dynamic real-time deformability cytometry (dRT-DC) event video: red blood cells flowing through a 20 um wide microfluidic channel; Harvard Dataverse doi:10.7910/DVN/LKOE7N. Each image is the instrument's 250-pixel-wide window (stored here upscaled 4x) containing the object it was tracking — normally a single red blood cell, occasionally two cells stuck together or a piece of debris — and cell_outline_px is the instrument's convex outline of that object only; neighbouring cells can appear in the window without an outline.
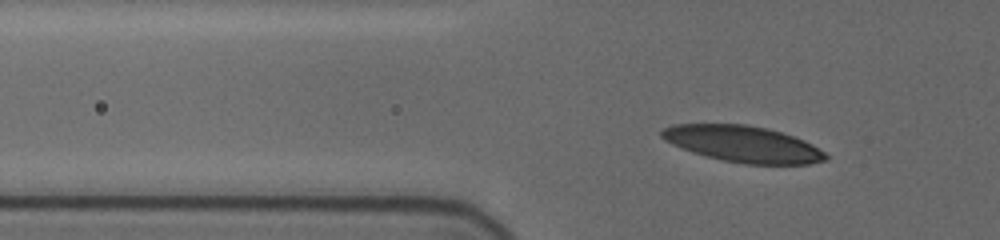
{"species": "human", "species_latin": "Homo sapiens", "temperature_condition": "cold", "stored_images_in_passage": 32, "camera_frame_rate_fps": 3000, "um_per_image_px": 0.085, "donor": {"sex": "female"}, "frame": {"image": 1, "passage_image": 6, "time_ms": 1.667, "image_size_px": [1000, 240], "cell_outline_px": [[828, 160], [808, 164], [744, 164], [724, 160], [692, 152], [680, 148], [664, 140], [660, 136], [660, 132], [664, 128], [672, 124], [748, 124], [768, 128], [804, 140], [812, 144], [824, 152], [828, 156]], "centroid_in_image_um": [63.14, 12.23], "position_along_channel_um": 62.7, "area_um2": 34.68}}
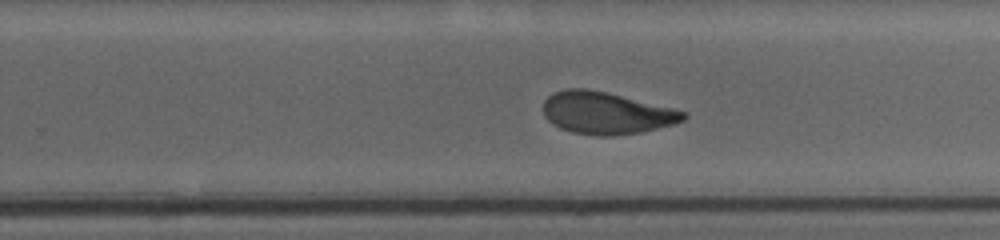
{"frame": {"image": 2, "passage_image": 20, "time_ms": 8.0, "image_size_px": [1000, 240], "cell_outline_px": [[688, 116], [684, 120], [676, 124], [640, 132], [612, 136], [596, 136], [572, 132], [560, 128], [552, 124], [544, 116], [544, 100], [552, 92], [564, 88], [588, 88], [672, 108], [688, 112]], "centroid_in_image_um": [51.52, 9.61], "position_along_channel_um": 278.3, "area_um2": 34.51}}
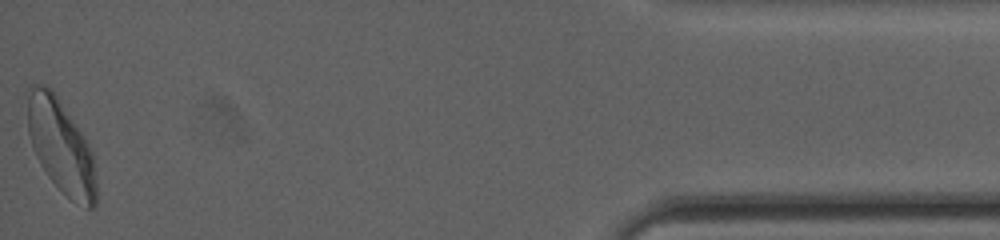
{"frame": {"image": 3, "passage_image": 32, "time_ms": 14.0, "image_size_px": [1000, 240], "cell_outline_px": [[96, 208], [88, 208], [72, 200], [48, 176], [40, 164], [32, 148], [28, 132], [24, 92], [32, 84], [44, 84], [52, 88], [84, 136], [92, 152], [96, 180]], "centroid_in_image_um": [5.13, 12.35], "position_along_channel_um": 430.1, "area_um2": 37.97}, "authors_computed_cell_mechanics": {"area_um2": 34.8245, "velocity_mm_per_s": 3.6637, "shape_relaxation_time_tau1_ms": 5.7271, "shape_relaxation_time_tau2_ms": 1.9345, "deformation_change_tau1": 0.1719, "deformation_change_tau2": 0.079}}